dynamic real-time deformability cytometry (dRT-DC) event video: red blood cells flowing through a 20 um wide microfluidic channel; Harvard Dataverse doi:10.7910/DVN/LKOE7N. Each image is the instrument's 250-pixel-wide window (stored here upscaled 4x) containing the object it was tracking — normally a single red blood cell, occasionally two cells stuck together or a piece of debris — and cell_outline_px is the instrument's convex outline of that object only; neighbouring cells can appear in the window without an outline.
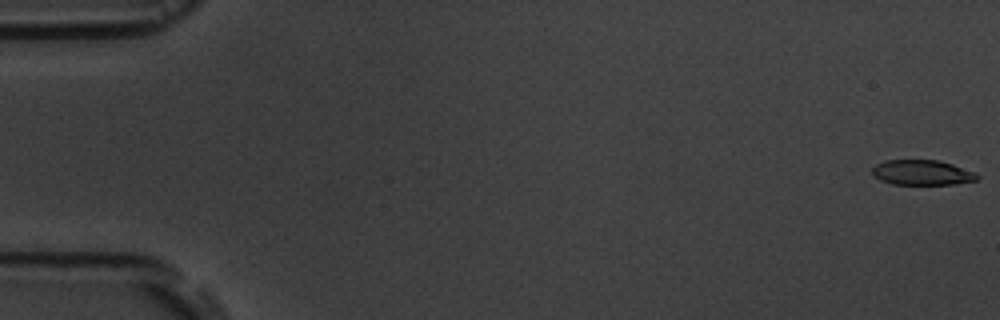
{"species": "common noctule bat (a hibernating species)", "species_latin": "Nyctalus noctula", "temperature_condition": "room temperature", "stored_images_in_passage": 6, "camera_frame_rate_fps": 3000, "um_per_image_px": 0.085, "animal": {"sex": "male", "body_mass_g": 19.5, "forearm_length_mm": 54.6}, "frame": {"image": 1, "passage_image": 1, "time_ms": 0.0, "image_size_px": [1000, 320], "cell_outline_px": [[980, 176], [976, 180], [956, 184], [892, 184], [880, 180], [872, 176], [872, 168], [876, 164], [884, 160], [940, 160], [976, 172]], "centroid_in_image_um": [78.37, 14.66], "position_along_channel_um": 6.6, "area_um2": 15.49}}
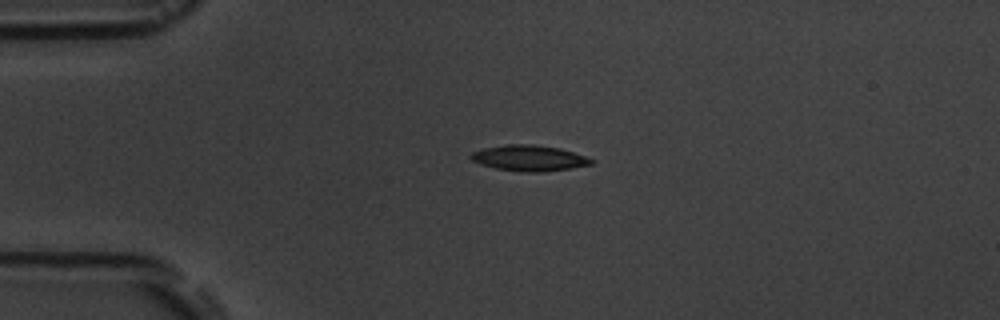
{"frame": {"image": 2, "passage_image": 4, "time_ms": 4.333, "image_size_px": [1000, 320], "cell_outline_px": [[592, 164], [572, 168], [544, 172], [524, 172], [496, 168], [480, 164], [472, 160], [468, 156], [472, 152], [484, 148], [504, 144], [536, 144], [560, 148], [584, 156], [592, 160]], "centroid_in_image_um": [44.94, 13.43], "position_along_channel_um": 40.1, "area_um2": 18.09}}
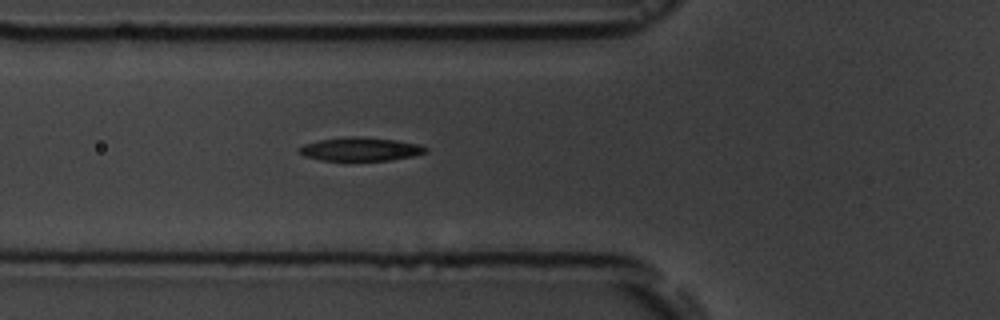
{"frame": {"image": 3, "passage_image": 6, "time_ms": 6.667, "image_size_px": [1000, 320], "cell_outline_px": [[428, 152], [412, 156], [388, 160], [320, 160], [304, 156], [296, 148], [304, 144], [320, 140], [344, 136], [356, 136], [396, 140], [420, 144], [428, 148]], "centroid_in_image_um": [30.63, 12.67], "position_along_channel_um": 95.2, "area_um2": 17.34}}